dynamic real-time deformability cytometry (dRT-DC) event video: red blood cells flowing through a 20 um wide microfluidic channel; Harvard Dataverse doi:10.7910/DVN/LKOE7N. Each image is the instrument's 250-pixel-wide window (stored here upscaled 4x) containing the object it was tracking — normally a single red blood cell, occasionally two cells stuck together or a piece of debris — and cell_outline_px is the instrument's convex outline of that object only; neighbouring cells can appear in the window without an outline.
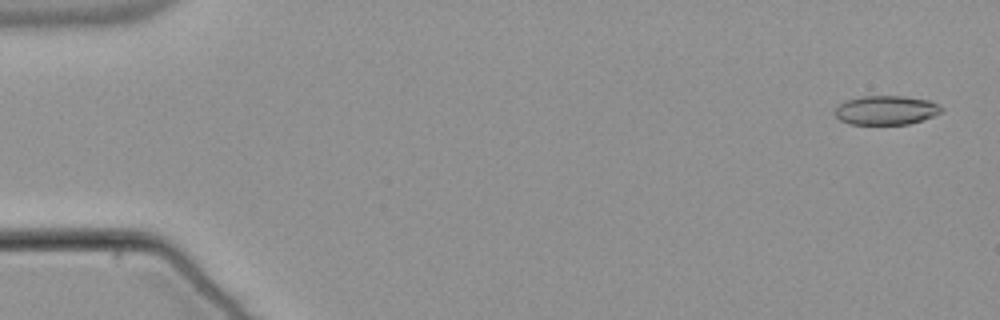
{"species": "common noctule bat (a hibernating species)", "species_latin": "Nyctalus noctula", "temperature_condition": "warm", "stored_images_in_passage": 54, "camera_frame_rate_fps": 3000, "um_per_image_px": 0.085, "animal": {"sex": "male", "body_mass_g": 21.5, "forearm_length_mm": 52.0}, "frame": {"image": 1, "passage_image": 2, "time_ms": 0.333, "image_size_px": [1000, 320], "cell_outline_px": [[944, 108], [940, 112], [932, 116], [908, 124], [848, 124], [840, 120], [832, 112], [840, 104], [848, 100], [860, 96], [900, 96], [928, 100], [940, 104]], "centroid_in_image_um": [75.29, 9.36], "position_along_channel_um": 9.7, "area_um2": 17.98}}
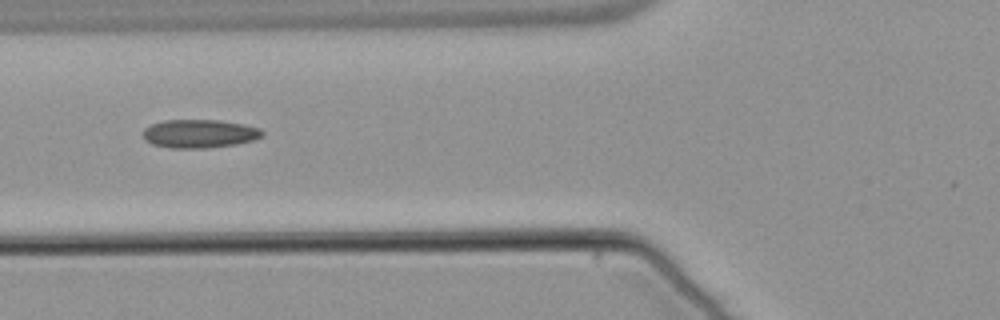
{"frame": {"image": 2, "passage_image": 21, "time_ms": 6.667, "image_size_px": [1000, 320], "cell_outline_px": [[264, 136], [256, 140], [236, 144], [208, 148], [168, 148], [152, 144], [144, 140], [144, 128], [152, 124], [164, 120], [220, 120], [244, 124], [260, 128], [264, 132]], "centroid_in_image_um": [16.99, 11.36], "position_along_channel_um": 108.8, "area_um2": 20.0}}
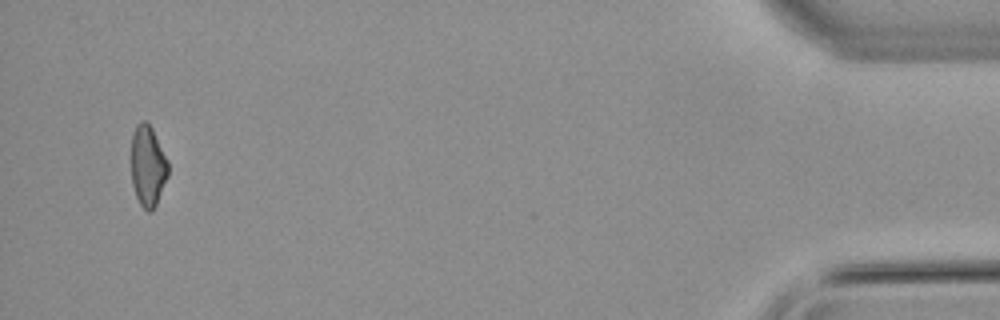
{"frame": {"image": 3, "passage_image": 52, "time_ms": 17.0, "image_size_px": [1000, 320], "cell_outline_px": [[168, 176], [156, 204], [152, 212], [148, 212], [140, 204], [136, 196], [132, 184], [132, 136], [136, 124], [140, 120], [144, 120], [152, 128], [168, 160]], "centroid_in_image_um": [12.57, 14.1], "position_along_channel_um": 422.6, "area_um2": 17.34}, "authors_computed_cell_mechanics": {"area_um2": 18.8428, "velocity_mm_per_s": 3.832, "shape_relaxation_time_tau1_ms": null, "shape_relaxation_time_tau2_ms": 2.003, "deformation_change_tau1": null, "deformation_change_tau2": 0.0905}}